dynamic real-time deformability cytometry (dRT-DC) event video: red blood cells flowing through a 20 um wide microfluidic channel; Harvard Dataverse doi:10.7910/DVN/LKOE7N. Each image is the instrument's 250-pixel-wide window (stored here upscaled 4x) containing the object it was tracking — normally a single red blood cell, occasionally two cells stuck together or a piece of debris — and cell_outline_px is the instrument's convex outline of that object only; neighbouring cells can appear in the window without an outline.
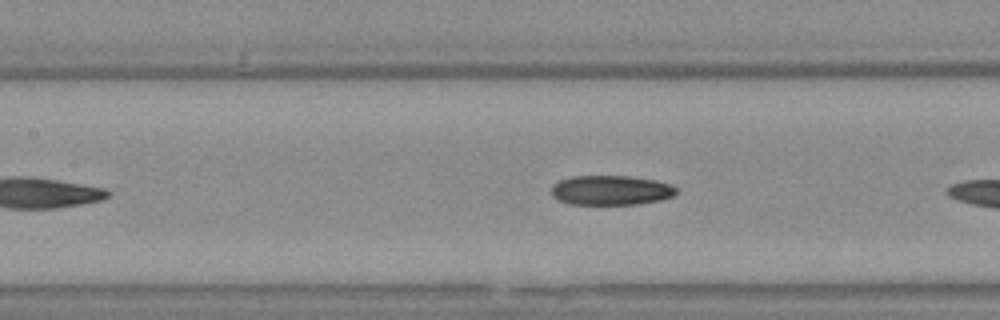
{"species": "Egyptian fruit bat (a non-hibernating species)", "species_latin": "Rousettus aegyptiacus", "temperature_condition": "warm", "stored_images_in_passage": 26, "camera_frame_rate_fps": 3000, "um_per_image_px": 0.085, "animal": {"sex": "female"}, "frame": {"image": 1, "passage_image": 8, "time_ms": 2.333, "image_size_px": [1000, 320], "cell_outline_px": [[680, 192], [672, 196], [660, 200], [636, 204], [568, 204], [556, 200], [552, 196], [552, 188], [560, 180], [572, 176], [628, 176], [656, 180], [668, 184], [676, 188]], "centroid_in_image_um": [51.92, 16.17], "position_along_channel_um": 155.5, "area_um2": 21.56}}